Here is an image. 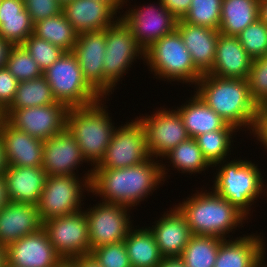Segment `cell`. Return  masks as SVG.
<instances>
[{"label": "cell", "instance_id": "2", "mask_svg": "<svg viewBox=\"0 0 267 267\" xmlns=\"http://www.w3.org/2000/svg\"><path fill=\"white\" fill-rule=\"evenodd\" d=\"M194 88V92L228 124L252 134L259 106L250 95L247 79L205 73Z\"/></svg>", "mask_w": 267, "mask_h": 267}, {"label": "cell", "instance_id": "12", "mask_svg": "<svg viewBox=\"0 0 267 267\" xmlns=\"http://www.w3.org/2000/svg\"><path fill=\"white\" fill-rule=\"evenodd\" d=\"M133 6L119 15L144 51L163 36L176 30L178 20L163 6L160 0L156 4L154 2L147 6L144 3L143 7Z\"/></svg>", "mask_w": 267, "mask_h": 267}, {"label": "cell", "instance_id": "28", "mask_svg": "<svg viewBox=\"0 0 267 267\" xmlns=\"http://www.w3.org/2000/svg\"><path fill=\"white\" fill-rule=\"evenodd\" d=\"M33 26L24 0H0V37L21 45L33 33Z\"/></svg>", "mask_w": 267, "mask_h": 267}, {"label": "cell", "instance_id": "16", "mask_svg": "<svg viewBox=\"0 0 267 267\" xmlns=\"http://www.w3.org/2000/svg\"><path fill=\"white\" fill-rule=\"evenodd\" d=\"M105 51V30L78 34L72 50L82 70L83 78L101 97H104Z\"/></svg>", "mask_w": 267, "mask_h": 267}, {"label": "cell", "instance_id": "36", "mask_svg": "<svg viewBox=\"0 0 267 267\" xmlns=\"http://www.w3.org/2000/svg\"><path fill=\"white\" fill-rule=\"evenodd\" d=\"M222 0H192L185 23L219 30Z\"/></svg>", "mask_w": 267, "mask_h": 267}, {"label": "cell", "instance_id": "57", "mask_svg": "<svg viewBox=\"0 0 267 267\" xmlns=\"http://www.w3.org/2000/svg\"><path fill=\"white\" fill-rule=\"evenodd\" d=\"M62 5H64L65 3L72 1V0H58Z\"/></svg>", "mask_w": 267, "mask_h": 267}, {"label": "cell", "instance_id": "9", "mask_svg": "<svg viewBox=\"0 0 267 267\" xmlns=\"http://www.w3.org/2000/svg\"><path fill=\"white\" fill-rule=\"evenodd\" d=\"M105 38L103 68L104 98H107L116 90L118 82L123 80L121 78L129 73L133 62H136V59L144 61V50L137 44L131 30L121 19L105 29Z\"/></svg>", "mask_w": 267, "mask_h": 267}, {"label": "cell", "instance_id": "22", "mask_svg": "<svg viewBox=\"0 0 267 267\" xmlns=\"http://www.w3.org/2000/svg\"><path fill=\"white\" fill-rule=\"evenodd\" d=\"M41 228L37 205L9 202L0 210V245L7 247Z\"/></svg>", "mask_w": 267, "mask_h": 267}, {"label": "cell", "instance_id": "37", "mask_svg": "<svg viewBox=\"0 0 267 267\" xmlns=\"http://www.w3.org/2000/svg\"><path fill=\"white\" fill-rule=\"evenodd\" d=\"M6 68L19 82L33 80L43 75V71L22 45L11 47Z\"/></svg>", "mask_w": 267, "mask_h": 267}, {"label": "cell", "instance_id": "40", "mask_svg": "<svg viewBox=\"0 0 267 267\" xmlns=\"http://www.w3.org/2000/svg\"><path fill=\"white\" fill-rule=\"evenodd\" d=\"M247 82L250 95L257 105H267V55L253 60Z\"/></svg>", "mask_w": 267, "mask_h": 267}, {"label": "cell", "instance_id": "4", "mask_svg": "<svg viewBox=\"0 0 267 267\" xmlns=\"http://www.w3.org/2000/svg\"><path fill=\"white\" fill-rule=\"evenodd\" d=\"M106 99L84 106L69 108L66 117V129L77 141L81 153L92 168L96 167L117 128L108 113Z\"/></svg>", "mask_w": 267, "mask_h": 267}, {"label": "cell", "instance_id": "44", "mask_svg": "<svg viewBox=\"0 0 267 267\" xmlns=\"http://www.w3.org/2000/svg\"><path fill=\"white\" fill-rule=\"evenodd\" d=\"M260 142V147L267 150V105L260 106L257 113L254 130L251 134ZM262 144V145H261Z\"/></svg>", "mask_w": 267, "mask_h": 267}, {"label": "cell", "instance_id": "1", "mask_svg": "<svg viewBox=\"0 0 267 267\" xmlns=\"http://www.w3.org/2000/svg\"><path fill=\"white\" fill-rule=\"evenodd\" d=\"M161 161L150 157L126 168H93L91 193L100 197L101 201L136 209L160 184L165 183L170 168Z\"/></svg>", "mask_w": 267, "mask_h": 267}, {"label": "cell", "instance_id": "17", "mask_svg": "<svg viewBox=\"0 0 267 267\" xmlns=\"http://www.w3.org/2000/svg\"><path fill=\"white\" fill-rule=\"evenodd\" d=\"M83 163L81 149L67 129L44 141L42 168L48 176L77 175Z\"/></svg>", "mask_w": 267, "mask_h": 267}, {"label": "cell", "instance_id": "51", "mask_svg": "<svg viewBox=\"0 0 267 267\" xmlns=\"http://www.w3.org/2000/svg\"><path fill=\"white\" fill-rule=\"evenodd\" d=\"M259 19L267 25V0H259Z\"/></svg>", "mask_w": 267, "mask_h": 267}, {"label": "cell", "instance_id": "18", "mask_svg": "<svg viewBox=\"0 0 267 267\" xmlns=\"http://www.w3.org/2000/svg\"><path fill=\"white\" fill-rule=\"evenodd\" d=\"M6 249L7 264L13 267H53L62 258L44 228L18 239Z\"/></svg>", "mask_w": 267, "mask_h": 267}, {"label": "cell", "instance_id": "29", "mask_svg": "<svg viewBox=\"0 0 267 267\" xmlns=\"http://www.w3.org/2000/svg\"><path fill=\"white\" fill-rule=\"evenodd\" d=\"M136 227V228H135ZM133 226L124 239L131 267H157L164 258L147 226Z\"/></svg>", "mask_w": 267, "mask_h": 267}, {"label": "cell", "instance_id": "41", "mask_svg": "<svg viewBox=\"0 0 267 267\" xmlns=\"http://www.w3.org/2000/svg\"><path fill=\"white\" fill-rule=\"evenodd\" d=\"M90 254L101 267H131L124 241L91 249Z\"/></svg>", "mask_w": 267, "mask_h": 267}, {"label": "cell", "instance_id": "42", "mask_svg": "<svg viewBox=\"0 0 267 267\" xmlns=\"http://www.w3.org/2000/svg\"><path fill=\"white\" fill-rule=\"evenodd\" d=\"M32 23L54 17L62 12L63 5L58 0H24Z\"/></svg>", "mask_w": 267, "mask_h": 267}, {"label": "cell", "instance_id": "15", "mask_svg": "<svg viewBox=\"0 0 267 267\" xmlns=\"http://www.w3.org/2000/svg\"><path fill=\"white\" fill-rule=\"evenodd\" d=\"M69 108L62 103L14 110L6 120L30 136L48 140L66 129Z\"/></svg>", "mask_w": 267, "mask_h": 267}, {"label": "cell", "instance_id": "54", "mask_svg": "<svg viewBox=\"0 0 267 267\" xmlns=\"http://www.w3.org/2000/svg\"><path fill=\"white\" fill-rule=\"evenodd\" d=\"M7 264V249L0 245V267H5Z\"/></svg>", "mask_w": 267, "mask_h": 267}, {"label": "cell", "instance_id": "38", "mask_svg": "<svg viewBox=\"0 0 267 267\" xmlns=\"http://www.w3.org/2000/svg\"><path fill=\"white\" fill-rule=\"evenodd\" d=\"M44 72L57 61L65 50L35 36L33 33L21 44Z\"/></svg>", "mask_w": 267, "mask_h": 267}, {"label": "cell", "instance_id": "7", "mask_svg": "<svg viewBox=\"0 0 267 267\" xmlns=\"http://www.w3.org/2000/svg\"><path fill=\"white\" fill-rule=\"evenodd\" d=\"M92 172L93 168L88 169L81 178L79 174L48 176L37 205L42 222L82 210L83 194L91 192Z\"/></svg>", "mask_w": 267, "mask_h": 267}, {"label": "cell", "instance_id": "34", "mask_svg": "<svg viewBox=\"0 0 267 267\" xmlns=\"http://www.w3.org/2000/svg\"><path fill=\"white\" fill-rule=\"evenodd\" d=\"M33 34L66 52H72L78 35L63 12L34 23Z\"/></svg>", "mask_w": 267, "mask_h": 267}, {"label": "cell", "instance_id": "30", "mask_svg": "<svg viewBox=\"0 0 267 267\" xmlns=\"http://www.w3.org/2000/svg\"><path fill=\"white\" fill-rule=\"evenodd\" d=\"M259 19V0H222L219 32L238 36Z\"/></svg>", "mask_w": 267, "mask_h": 267}, {"label": "cell", "instance_id": "8", "mask_svg": "<svg viewBox=\"0 0 267 267\" xmlns=\"http://www.w3.org/2000/svg\"><path fill=\"white\" fill-rule=\"evenodd\" d=\"M43 75L56 101L68 108L88 106L102 98L83 78L77 58L72 52H65Z\"/></svg>", "mask_w": 267, "mask_h": 267}, {"label": "cell", "instance_id": "55", "mask_svg": "<svg viewBox=\"0 0 267 267\" xmlns=\"http://www.w3.org/2000/svg\"><path fill=\"white\" fill-rule=\"evenodd\" d=\"M266 255L267 253H264V255L257 261L255 267H267V262L265 261V259H267Z\"/></svg>", "mask_w": 267, "mask_h": 267}, {"label": "cell", "instance_id": "39", "mask_svg": "<svg viewBox=\"0 0 267 267\" xmlns=\"http://www.w3.org/2000/svg\"><path fill=\"white\" fill-rule=\"evenodd\" d=\"M237 38L253 60L267 55V25L260 19L241 31Z\"/></svg>", "mask_w": 267, "mask_h": 267}, {"label": "cell", "instance_id": "56", "mask_svg": "<svg viewBox=\"0 0 267 267\" xmlns=\"http://www.w3.org/2000/svg\"><path fill=\"white\" fill-rule=\"evenodd\" d=\"M4 119L3 111L0 109V124Z\"/></svg>", "mask_w": 267, "mask_h": 267}, {"label": "cell", "instance_id": "35", "mask_svg": "<svg viewBox=\"0 0 267 267\" xmlns=\"http://www.w3.org/2000/svg\"><path fill=\"white\" fill-rule=\"evenodd\" d=\"M223 240L216 236L192 235L180 258L186 267H214Z\"/></svg>", "mask_w": 267, "mask_h": 267}, {"label": "cell", "instance_id": "6", "mask_svg": "<svg viewBox=\"0 0 267 267\" xmlns=\"http://www.w3.org/2000/svg\"><path fill=\"white\" fill-rule=\"evenodd\" d=\"M144 63L154 78L167 82L196 85L203 75L193 64L179 32L163 36L144 51Z\"/></svg>", "mask_w": 267, "mask_h": 267}, {"label": "cell", "instance_id": "14", "mask_svg": "<svg viewBox=\"0 0 267 267\" xmlns=\"http://www.w3.org/2000/svg\"><path fill=\"white\" fill-rule=\"evenodd\" d=\"M84 209L43 222L50 243L62 258L90 254L88 221Z\"/></svg>", "mask_w": 267, "mask_h": 267}, {"label": "cell", "instance_id": "11", "mask_svg": "<svg viewBox=\"0 0 267 267\" xmlns=\"http://www.w3.org/2000/svg\"><path fill=\"white\" fill-rule=\"evenodd\" d=\"M125 123L116 128L104 157L94 168H126L140 164L151 157L145 130L140 121L135 118Z\"/></svg>", "mask_w": 267, "mask_h": 267}, {"label": "cell", "instance_id": "47", "mask_svg": "<svg viewBox=\"0 0 267 267\" xmlns=\"http://www.w3.org/2000/svg\"><path fill=\"white\" fill-rule=\"evenodd\" d=\"M13 45L0 37V68L6 67L8 54Z\"/></svg>", "mask_w": 267, "mask_h": 267}, {"label": "cell", "instance_id": "23", "mask_svg": "<svg viewBox=\"0 0 267 267\" xmlns=\"http://www.w3.org/2000/svg\"><path fill=\"white\" fill-rule=\"evenodd\" d=\"M235 238L232 236L222 241L214 267H255L266 253L267 244L261 233H247Z\"/></svg>", "mask_w": 267, "mask_h": 267}, {"label": "cell", "instance_id": "43", "mask_svg": "<svg viewBox=\"0 0 267 267\" xmlns=\"http://www.w3.org/2000/svg\"><path fill=\"white\" fill-rule=\"evenodd\" d=\"M19 81L6 67L0 68V109L4 111L14 100Z\"/></svg>", "mask_w": 267, "mask_h": 267}, {"label": "cell", "instance_id": "49", "mask_svg": "<svg viewBox=\"0 0 267 267\" xmlns=\"http://www.w3.org/2000/svg\"><path fill=\"white\" fill-rule=\"evenodd\" d=\"M7 184L4 175L0 176V210L9 203Z\"/></svg>", "mask_w": 267, "mask_h": 267}, {"label": "cell", "instance_id": "13", "mask_svg": "<svg viewBox=\"0 0 267 267\" xmlns=\"http://www.w3.org/2000/svg\"><path fill=\"white\" fill-rule=\"evenodd\" d=\"M172 108H159L152 114L136 116L142 124L147 147L152 158L161 159L170 150L187 140L189 135L178 111Z\"/></svg>", "mask_w": 267, "mask_h": 267}, {"label": "cell", "instance_id": "46", "mask_svg": "<svg viewBox=\"0 0 267 267\" xmlns=\"http://www.w3.org/2000/svg\"><path fill=\"white\" fill-rule=\"evenodd\" d=\"M77 263V267H101L91 254H86L73 258Z\"/></svg>", "mask_w": 267, "mask_h": 267}, {"label": "cell", "instance_id": "27", "mask_svg": "<svg viewBox=\"0 0 267 267\" xmlns=\"http://www.w3.org/2000/svg\"><path fill=\"white\" fill-rule=\"evenodd\" d=\"M185 103L177 106L186 131L191 138L200 134L223 129L228 123L213 111L195 92Z\"/></svg>", "mask_w": 267, "mask_h": 267}, {"label": "cell", "instance_id": "19", "mask_svg": "<svg viewBox=\"0 0 267 267\" xmlns=\"http://www.w3.org/2000/svg\"><path fill=\"white\" fill-rule=\"evenodd\" d=\"M62 12L77 34L105 30L120 19L104 0H72L63 5Z\"/></svg>", "mask_w": 267, "mask_h": 267}, {"label": "cell", "instance_id": "21", "mask_svg": "<svg viewBox=\"0 0 267 267\" xmlns=\"http://www.w3.org/2000/svg\"><path fill=\"white\" fill-rule=\"evenodd\" d=\"M148 227L163 257H180L192 233L185 216L173 205ZM155 224V225H154Z\"/></svg>", "mask_w": 267, "mask_h": 267}, {"label": "cell", "instance_id": "53", "mask_svg": "<svg viewBox=\"0 0 267 267\" xmlns=\"http://www.w3.org/2000/svg\"><path fill=\"white\" fill-rule=\"evenodd\" d=\"M104 1L110 3L120 14H122L120 12V10H122L124 5L126 4L125 6H127V5L129 6V4H127V2L128 3L130 2V0H104Z\"/></svg>", "mask_w": 267, "mask_h": 267}, {"label": "cell", "instance_id": "3", "mask_svg": "<svg viewBox=\"0 0 267 267\" xmlns=\"http://www.w3.org/2000/svg\"><path fill=\"white\" fill-rule=\"evenodd\" d=\"M200 189L201 191L196 189L195 194L189 195L186 200L183 198L182 202L175 205L185 216L192 235L230 239L229 234H233L240 226L244 227L248 218L213 189Z\"/></svg>", "mask_w": 267, "mask_h": 267}, {"label": "cell", "instance_id": "10", "mask_svg": "<svg viewBox=\"0 0 267 267\" xmlns=\"http://www.w3.org/2000/svg\"><path fill=\"white\" fill-rule=\"evenodd\" d=\"M100 202V203H98ZM85 209L91 249L124 241L133 228L129 206L98 201Z\"/></svg>", "mask_w": 267, "mask_h": 267}, {"label": "cell", "instance_id": "5", "mask_svg": "<svg viewBox=\"0 0 267 267\" xmlns=\"http://www.w3.org/2000/svg\"><path fill=\"white\" fill-rule=\"evenodd\" d=\"M229 160L213 166L216 167V175L212 189L249 219L252 216L251 209L254 203L261 198V195L264 196L265 192L267 197L266 180L263 179L258 165L251 160L242 158Z\"/></svg>", "mask_w": 267, "mask_h": 267}, {"label": "cell", "instance_id": "32", "mask_svg": "<svg viewBox=\"0 0 267 267\" xmlns=\"http://www.w3.org/2000/svg\"><path fill=\"white\" fill-rule=\"evenodd\" d=\"M161 158L166 159L165 163H169L167 167L177 169V172L192 175L202 173L213 167L204 158L200 147L198 146L195 138L189 137L187 140L181 142L178 146L170 150L166 155ZM172 164V165H171Z\"/></svg>", "mask_w": 267, "mask_h": 267}, {"label": "cell", "instance_id": "48", "mask_svg": "<svg viewBox=\"0 0 267 267\" xmlns=\"http://www.w3.org/2000/svg\"><path fill=\"white\" fill-rule=\"evenodd\" d=\"M157 267H186L180 257H164Z\"/></svg>", "mask_w": 267, "mask_h": 267}, {"label": "cell", "instance_id": "52", "mask_svg": "<svg viewBox=\"0 0 267 267\" xmlns=\"http://www.w3.org/2000/svg\"><path fill=\"white\" fill-rule=\"evenodd\" d=\"M53 267H77L73 258H61Z\"/></svg>", "mask_w": 267, "mask_h": 267}, {"label": "cell", "instance_id": "20", "mask_svg": "<svg viewBox=\"0 0 267 267\" xmlns=\"http://www.w3.org/2000/svg\"><path fill=\"white\" fill-rule=\"evenodd\" d=\"M0 138L8 166H42L43 140L16 129L5 118L0 124Z\"/></svg>", "mask_w": 267, "mask_h": 267}, {"label": "cell", "instance_id": "45", "mask_svg": "<svg viewBox=\"0 0 267 267\" xmlns=\"http://www.w3.org/2000/svg\"><path fill=\"white\" fill-rule=\"evenodd\" d=\"M163 6L177 19H183L191 7L192 0H160Z\"/></svg>", "mask_w": 267, "mask_h": 267}, {"label": "cell", "instance_id": "25", "mask_svg": "<svg viewBox=\"0 0 267 267\" xmlns=\"http://www.w3.org/2000/svg\"><path fill=\"white\" fill-rule=\"evenodd\" d=\"M176 30L181 35L186 49L190 52L194 66L202 73L213 67L219 30L196 26L178 20Z\"/></svg>", "mask_w": 267, "mask_h": 267}, {"label": "cell", "instance_id": "33", "mask_svg": "<svg viewBox=\"0 0 267 267\" xmlns=\"http://www.w3.org/2000/svg\"><path fill=\"white\" fill-rule=\"evenodd\" d=\"M238 131L233 125L227 124L223 129L209 131L195 137L204 158L212 167L231 158V148L233 149L232 145L235 142L233 139Z\"/></svg>", "mask_w": 267, "mask_h": 267}, {"label": "cell", "instance_id": "58", "mask_svg": "<svg viewBox=\"0 0 267 267\" xmlns=\"http://www.w3.org/2000/svg\"><path fill=\"white\" fill-rule=\"evenodd\" d=\"M5 267H13V266H11V265H9V264H6V266Z\"/></svg>", "mask_w": 267, "mask_h": 267}, {"label": "cell", "instance_id": "26", "mask_svg": "<svg viewBox=\"0 0 267 267\" xmlns=\"http://www.w3.org/2000/svg\"><path fill=\"white\" fill-rule=\"evenodd\" d=\"M4 177L10 202L38 205L48 177L42 166H8Z\"/></svg>", "mask_w": 267, "mask_h": 267}, {"label": "cell", "instance_id": "31", "mask_svg": "<svg viewBox=\"0 0 267 267\" xmlns=\"http://www.w3.org/2000/svg\"><path fill=\"white\" fill-rule=\"evenodd\" d=\"M57 102L44 75L33 80L20 81L12 103L3 111L6 119L14 110Z\"/></svg>", "mask_w": 267, "mask_h": 267}, {"label": "cell", "instance_id": "50", "mask_svg": "<svg viewBox=\"0 0 267 267\" xmlns=\"http://www.w3.org/2000/svg\"><path fill=\"white\" fill-rule=\"evenodd\" d=\"M8 164L6 161L5 151L3 147L2 140L0 138V176L4 175L7 170Z\"/></svg>", "mask_w": 267, "mask_h": 267}, {"label": "cell", "instance_id": "24", "mask_svg": "<svg viewBox=\"0 0 267 267\" xmlns=\"http://www.w3.org/2000/svg\"><path fill=\"white\" fill-rule=\"evenodd\" d=\"M253 59L236 36H218L213 67L207 74L221 78L247 79Z\"/></svg>", "mask_w": 267, "mask_h": 267}]
</instances>
